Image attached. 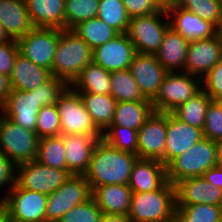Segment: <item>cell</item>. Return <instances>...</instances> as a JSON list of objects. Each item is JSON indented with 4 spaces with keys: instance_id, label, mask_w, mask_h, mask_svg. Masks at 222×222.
I'll use <instances>...</instances> for the list:
<instances>
[{
    "instance_id": "1",
    "label": "cell",
    "mask_w": 222,
    "mask_h": 222,
    "mask_svg": "<svg viewBox=\"0 0 222 222\" xmlns=\"http://www.w3.org/2000/svg\"><path fill=\"white\" fill-rule=\"evenodd\" d=\"M138 155L121 151L99 139L93 149L85 179L91 189L109 184H128L130 174Z\"/></svg>"
},
{
    "instance_id": "2",
    "label": "cell",
    "mask_w": 222,
    "mask_h": 222,
    "mask_svg": "<svg viewBox=\"0 0 222 222\" xmlns=\"http://www.w3.org/2000/svg\"><path fill=\"white\" fill-rule=\"evenodd\" d=\"M93 50L72 30H61L53 59L52 75L70 85L92 62Z\"/></svg>"
},
{
    "instance_id": "3",
    "label": "cell",
    "mask_w": 222,
    "mask_h": 222,
    "mask_svg": "<svg viewBox=\"0 0 222 222\" xmlns=\"http://www.w3.org/2000/svg\"><path fill=\"white\" fill-rule=\"evenodd\" d=\"M175 207V185L167 181L155 191L133 192L128 218L131 222H170Z\"/></svg>"
},
{
    "instance_id": "4",
    "label": "cell",
    "mask_w": 222,
    "mask_h": 222,
    "mask_svg": "<svg viewBox=\"0 0 222 222\" xmlns=\"http://www.w3.org/2000/svg\"><path fill=\"white\" fill-rule=\"evenodd\" d=\"M216 166V142L203 138L167 166V181L175 185L180 180L202 176Z\"/></svg>"
},
{
    "instance_id": "5",
    "label": "cell",
    "mask_w": 222,
    "mask_h": 222,
    "mask_svg": "<svg viewBox=\"0 0 222 222\" xmlns=\"http://www.w3.org/2000/svg\"><path fill=\"white\" fill-rule=\"evenodd\" d=\"M39 137L19 126L0 111V151L16 166L36 160Z\"/></svg>"
},
{
    "instance_id": "6",
    "label": "cell",
    "mask_w": 222,
    "mask_h": 222,
    "mask_svg": "<svg viewBox=\"0 0 222 222\" xmlns=\"http://www.w3.org/2000/svg\"><path fill=\"white\" fill-rule=\"evenodd\" d=\"M169 26L167 11L162 7L157 13L130 18L126 34L136 53L155 54Z\"/></svg>"
},
{
    "instance_id": "7",
    "label": "cell",
    "mask_w": 222,
    "mask_h": 222,
    "mask_svg": "<svg viewBox=\"0 0 222 222\" xmlns=\"http://www.w3.org/2000/svg\"><path fill=\"white\" fill-rule=\"evenodd\" d=\"M201 90V78L184 71L168 72L158 94L151 101L154 111L170 113Z\"/></svg>"
},
{
    "instance_id": "8",
    "label": "cell",
    "mask_w": 222,
    "mask_h": 222,
    "mask_svg": "<svg viewBox=\"0 0 222 222\" xmlns=\"http://www.w3.org/2000/svg\"><path fill=\"white\" fill-rule=\"evenodd\" d=\"M56 107L60 116L61 135L88 134L103 139V133L87 112L80 94L70 86L58 97Z\"/></svg>"
},
{
    "instance_id": "9",
    "label": "cell",
    "mask_w": 222,
    "mask_h": 222,
    "mask_svg": "<svg viewBox=\"0 0 222 222\" xmlns=\"http://www.w3.org/2000/svg\"><path fill=\"white\" fill-rule=\"evenodd\" d=\"M92 198V189L83 175H71L47 195L46 222H58L72 207Z\"/></svg>"
},
{
    "instance_id": "10",
    "label": "cell",
    "mask_w": 222,
    "mask_h": 222,
    "mask_svg": "<svg viewBox=\"0 0 222 222\" xmlns=\"http://www.w3.org/2000/svg\"><path fill=\"white\" fill-rule=\"evenodd\" d=\"M0 202L11 222H46V194L20 188L15 183Z\"/></svg>"
},
{
    "instance_id": "11",
    "label": "cell",
    "mask_w": 222,
    "mask_h": 222,
    "mask_svg": "<svg viewBox=\"0 0 222 222\" xmlns=\"http://www.w3.org/2000/svg\"><path fill=\"white\" fill-rule=\"evenodd\" d=\"M61 34L56 28H33L17 40L19 53L36 65L51 71Z\"/></svg>"
},
{
    "instance_id": "12",
    "label": "cell",
    "mask_w": 222,
    "mask_h": 222,
    "mask_svg": "<svg viewBox=\"0 0 222 222\" xmlns=\"http://www.w3.org/2000/svg\"><path fill=\"white\" fill-rule=\"evenodd\" d=\"M70 175L65 170L51 168L34 160L16 166V184L20 188L49 195Z\"/></svg>"
},
{
    "instance_id": "13",
    "label": "cell",
    "mask_w": 222,
    "mask_h": 222,
    "mask_svg": "<svg viewBox=\"0 0 222 222\" xmlns=\"http://www.w3.org/2000/svg\"><path fill=\"white\" fill-rule=\"evenodd\" d=\"M166 135L167 113L154 111L138 130V158L155 159L164 164Z\"/></svg>"
},
{
    "instance_id": "14",
    "label": "cell",
    "mask_w": 222,
    "mask_h": 222,
    "mask_svg": "<svg viewBox=\"0 0 222 222\" xmlns=\"http://www.w3.org/2000/svg\"><path fill=\"white\" fill-rule=\"evenodd\" d=\"M222 58V32L189 42L184 72L203 78Z\"/></svg>"
},
{
    "instance_id": "15",
    "label": "cell",
    "mask_w": 222,
    "mask_h": 222,
    "mask_svg": "<svg viewBox=\"0 0 222 222\" xmlns=\"http://www.w3.org/2000/svg\"><path fill=\"white\" fill-rule=\"evenodd\" d=\"M92 53V62L111 73L129 69L136 50L127 34L120 33Z\"/></svg>"
},
{
    "instance_id": "16",
    "label": "cell",
    "mask_w": 222,
    "mask_h": 222,
    "mask_svg": "<svg viewBox=\"0 0 222 222\" xmlns=\"http://www.w3.org/2000/svg\"><path fill=\"white\" fill-rule=\"evenodd\" d=\"M43 106L38 103L36 89L12 90L3 104L1 113L27 130L35 131L38 112Z\"/></svg>"
},
{
    "instance_id": "17",
    "label": "cell",
    "mask_w": 222,
    "mask_h": 222,
    "mask_svg": "<svg viewBox=\"0 0 222 222\" xmlns=\"http://www.w3.org/2000/svg\"><path fill=\"white\" fill-rule=\"evenodd\" d=\"M129 70L146 99L153 100L159 92L168 71L159 63L155 54L136 53Z\"/></svg>"
},
{
    "instance_id": "18",
    "label": "cell",
    "mask_w": 222,
    "mask_h": 222,
    "mask_svg": "<svg viewBox=\"0 0 222 222\" xmlns=\"http://www.w3.org/2000/svg\"><path fill=\"white\" fill-rule=\"evenodd\" d=\"M204 138L203 130L184 123L167 113V135L164 149V165L189 150Z\"/></svg>"
},
{
    "instance_id": "19",
    "label": "cell",
    "mask_w": 222,
    "mask_h": 222,
    "mask_svg": "<svg viewBox=\"0 0 222 222\" xmlns=\"http://www.w3.org/2000/svg\"><path fill=\"white\" fill-rule=\"evenodd\" d=\"M176 206L209 204L222 206V189L203 176L186 178L175 184Z\"/></svg>"
},
{
    "instance_id": "20",
    "label": "cell",
    "mask_w": 222,
    "mask_h": 222,
    "mask_svg": "<svg viewBox=\"0 0 222 222\" xmlns=\"http://www.w3.org/2000/svg\"><path fill=\"white\" fill-rule=\"evenodd\" d=\"M165 9L169 17L170 27L189 41L208 39L219 32L212 23L182 9L175 2L169 4Z\"/></svg>"
},
{
    "instance_id": "21",
    "label": "cell",
    "mask_w": 222,
    "mask_h": 222,
    "mask_svg": "<svg viewBox=\"0 0 222 222\" xmlns=\"http://www.w3.org/2000/svg\"><path fill=\"white\" fill-rule=\"evenodd\" d=\"M68 174L84 175L99 138L88 134L62 135Z\"/></svg>"
},
{
    "instance_id": "22",
    "label": "cell",
    "mask_w": 222,
    "mask_h": 222,
    "mask_svg": "<svg viewBox=\"0 0 222 222\" xmlns=\"http://www.w3.org/2000/svg\"><path fill=\"white\" fill-rule=\"evenodd\" d=\"M167 182L166 166L159 160L138 158L133 165L128 186L132 192L160 189Z\"/></svg>"
},
{
    "instance_id": "23",
    "label": "cell",
    "mask_w": 222,
    "mask_h": 222,
    "mask_svg": "<svg viewBox=\"0 0 222 222\" xmlns=\"http://www.w3.org/2000/svg\"><path fill=\"white\" fill-rule=\"evenodd\" d=\"M132 193L128 184H109L94 187L92 198L103 214L128 216Z\"/></svg>"
},
{
    "instance_id": "24",
    "label": "cell",
    "mask_w": 222,
    "mask_h": 222,
    "mask_svg": "<svg viewBox=\"0 0 222 222\" xmlns=\"http://www.w3.org/2000/svg\"><path fill=\"white\" fill-rule=\"evenodd\" d=\"M189 42L169 26L155 56L168 72L184 71Z\"/></svg>"
},
{
    "instance_id": "25",
    "label": "cell",
    "mask_w": 222,
    "mask_h": 222,
    "mask_svg": "<svg viewBox=\"0 0 222 222\" xmlns=\"http://www.w3.org/2000/svg\"><path fill=\"white\" fill-rule=\"evenodd\" d=\"M0 23L7 35L18 40L34 28L25 0H1Z\"/></svg>"
},
{
    "instance_id": "26",
    "label": "cell",
    "mask_w": 222,
    "mask_h": 222,
    "mask_svg": "<svg viewBox=\"0 0 222 222\" xmlns=\"http://www.w3.org/2000/svg\"><path fill=\"white\" fill-rule=\"evenodd\" d=\"M35 28L65 29V0H25Z\"/></svg>"
},
{
    "instance_id": "27",
    "label": "cell",
    "mask_w": 222,
    "mask_h": 222,
    "mask_svg": "<svg viewBox=\"0 0 222 222\" xmlns=\"http://www.w3.org/2000/svg\"><path fill=\"white\" fill-rule=\"evenodd\" d=\"M51 76L50 70L34 64L18 53L10 79L14 90L31 91L45 83Z\"/></svg>"
},
{
    "instance_id": "28",
    "label": "cell",
    "mask_w": 222,
    "mask_h": 222,
    "mask_svg": "<svg viewBox=\"0 0 222 222\" xmlns=\"http://www.w3.org/2000/svg\"><path fill=\"white\" fill-rule=\"evenodd\" d=\"M110 78V72L91 62L82 69L69 86L78 93L110 95Z\"/></svg>"
},
{
    "instance_id": "29",
    "label": "cell",
    "mask_w": 222,
    "mask_h": 222,
    "mask_svg": "<svg viewBox=\"0 0 222 222\" xmlns=\"http://www.w3.org/2000/svg\"><path fill=\"white\" fill-rule=\"evenodd\" d=\"M153 112L151 101L117 102L111 125H119L138 131Z\"/></svg>"
},
{
    "instance_id": "30",
    "label": "cell",
    "mask_w": 222,
    "mask_h": 222,
    "mask_svg": "<svg viewBox=\"0 0 222 222\" xmlns=\"http://www.w3.org/2000/svg\"><path fill=\"white\" fill-rule=\"evenodd\" d=\"M82 102L97 128L104 131L111 125L117 101L111 95L79 93Z\"/></svg>"
},
{
    "instance_id": "31",
    "label": "cell",
    "mask_w": 222,
    "mask_h": 222,
    "mask_svg": "<svg viewBox=\"0 0 222 222\" xmlns=\"http://www.w3.org/2000/svg\"><path fill=\"white\" fill-rule=\"evenodd\" d=\"M213 99L203 90L170 113L180 121L203 130L206 111Z\"/></svg>"
},
{
    "instance_id": "32",
    "label": "cell",
    "mask_w": 222,
    "mask_h": 222,
    "mask_svg": "<svg viewBox=\"0 0 222 222\" xmlns=\"http://www.w3.org/2000/svg\"><path fill=\"white\" fill-rule=\"evenodd\" d=\"M72 31L75 32L92 50L120 34L113 27L107 25L97 17L79 23L72 29Z\"/></svg>"
},
{
    "instance_id": "33",
    "label": "cell",
    "mask_w": 222,
    "mask_h": 222,
    "mask_svg": "<svg viewBox=\"0 0 222 222\" xmlns=\"http://www.w3.org/2000/svg\"><path fill=\"white\" fill-rule=\"evenodd\" d=\"M36 161L51 168L65 170L68 173L63 136L40 138Z\"/></svg>"
},
{
    "instance_id": "34",
    "label": "cell",
    "mask_w": 222,
    "mask_h": 222,
    "mask_svg": "<svg viewBox=\"0 0 222 222\" xmlns=\"http://www.w3.org/2000/svg\"><path fill=\"white\" fill-rule=\"evenodd\" d=\"M111 93L117 101H151L146 99L140 91L138 83L133 78L130 70L111 72Z\"/></svg>"
},
{
    "instance_id": "35",
    "label": "cell",
    "mask_w": 222,
    "mask_h": 222,
    "mask_svg": "<svg viewBox=\"0 0 222 222\" xmlns=\"http://www.w3.org/2000/svg\"><path fill=\"white\" fill-rule=\"evenodd\" d=\"M175 219L178 222H220L222 206L209 204L176 206Z\"/></svg>"
},
{
    "instance_id": "36",
    "label": "cell",
    "mask_w": 222,
    "mask_h": 222,
    "mask_svg": "<svg viewBox=\"0 0 222 222\" xmlns=\"http://www.w3.org/2000/svg\"><path fill=\"white\" fill-rule=\"evenodd\" d=\"M174 2L182 9L209 21L219 31L222 30V5L219 0H174Z\"/></svg>"
},
{
    "instance_id": "37",
    "label": "cell",
    "mask_w": 222,
    "mask_h": 222,
    "mask_svg": "<svg viewBox=\"0 0 222 222\" xmlns=\"http://www.w3.org/2000/svg\"><path fill=\"white\" fill-rule=\"evenodd\" d=\"M99 0H65V29L72 30L79 23L95 18Z\"/></svg>"
},
{
    "instance_id": "38",
    "label": "cell",
    "mask_w": 222,
    "mask_h": 222,
    "mask_svg": "<svg viewBox=\"0 0 222 222\" xmlns=\"http://www.w3.org/2000/svg\"><path fill=\"white\" fill-rule=\"evenodd\" d=\"M96 17L119 33H126L130 21L122 0H99Z\"/></svg>"
},
{
    "instance_id": "39",
    "label": "cell",
    "mask_w": 222,
    "mask_h": 222,
    "mask_svg": "<svg viewBox=\"0 0 222 222\" xmlns=\"http://www.w3.org/2000/svg\"><path fill=\"white\" fill-rule=\"evenodd\" d=\"M103 140L116 149L137 155V130H132L119 125H110L103 133Z\"/></svg>"
},
{
    "instance_id": "40",
    "label": "cell",
    "mask_w": 222,
    "mask_h": 222,
    "mask_svg": "<svg viewBox=\"0 0 222 222\" xmlns=\"http://www.w3.org/2000/svg\"><path fill=\"white\" fill-rule=\"evenodd\" d=\"M35 132L39 138L61 135L60 116L56 104L43 106L40 109Z\"/></svg>"
},
{
    "instance_id": "41",
    "label": "cell",
    "mask_w": 222,
    "mask_h": 222,
    "mask_svg": "<svg viewBox=\"0 0 222 222\" xmlns=\"http://www.w3.org/2000/svg\"><path fill=\"white\" fill-rule=\"evenodd\" d=\"M103 212L93 198L72 207L58 222H101Z\"/></svg>"
},
{
    "instance_id": "42",
    "label": "cell",
    "mask_w": 222,
    "mask_h": 222,
    "mask_svg": "<svg viewBox=\"0 0 222 222\" xmlns=\"http://www.w3.org/2000/svg\"><path fill=\"white\" fill-rule=\"evenodd\" d=\"M203 135L215 142L222 140V106L218 101H212L207 108Z\"/></svg>"
},
{
    "instance_id": "43",
    "label": "cell",
    "mask_w": 222,
    "mask_h": 222,
    "mask_svg": "<svg viewBox=\"0 0 222 222\" xmlns=\"http://www.w3.org/2000/svg\"><path fill=\"white\" fill-rule=\"evenodd\" d=\"M69 85L53 75L42 85L36 88L38 103L42 106L56 104L58 97Z\"/></svg>"
},
{
    "instance_id": "44",
    "label": "cell",
    "mask_w": 222,
    "mask_h": 222,
    "mask_svg": "<svg viewBox=\"0 0 222 222\" xmlns=\"http://www.w3.org/2000/svg\"><path fill=\"white\" fill-rule=\"evenodd\" d=\"M202 90L206 92L213 101L222 99V58L201 79Z\"/></svg>"
},
{
    "instance_id": "45",
    "label": "cell",
    "mask_w": 222,
    "mask_h": 222,
    "mask_svg": "<svg viewBox=\"0 0 222 222\" xmlns=\"http://www.w3.org/2000/svg\"><path fill=\"white\" fill-rule=\"evenodd\" d=\"M130 18L157 13L163 6L157 0H122Z\"/></svg>"
},
{
    "instance_id": "46",
    "label": "cell",
    "mask_w": 222,
    "mask_h": 222,
    "mask_svg": "<svg viewBox=\"0 0 222 222\" xmlns=\"http://www.w3.org/2000/svg\"><path fill=\"white\" fill-rule=\"evenodd\" d=\"M19 47L17 40L11 39L0 43V73L11 76Z\"/></svg>"
},
{
    "instance_id": "47",
    "label": "cell",
    "mask_w": 222,
    "mask_h": 222,
    "mask_svg": "<svg viewBox=\"0 0 222 222\" xmlns=\"http://www.w3.org/2000/svg\"><path fill=\"white\" fill-rule=\"evenodd\" d=\"M16 183V165L8 159L0 151V190L5 189L6 194L0 198V201L8 194V192L14 187ZM4 187V188H3Z\"/></svg>"
},
{
    "instance_id": "48",
    "label": "cell",
    "mask_w": 222,
    "mask_h": 222,
    "mask_svg": "<svg viewBox=\"0 0 222 222\" xmlns=\"http://www.w3.org/2000/svg\"><path fill=\"white\" fill-rule=\"evenodd\" d=\"M13 90L10 76L0 73V109Z\"/></svg>"
},
{
    "instance_id": "49",
    "label": "cell",
    "mask_w": 222,
    "mask_h": 222,
    "mask_svg": "<svg viewBox=\"0 0 222 222\" xmlns=\"http://www.w3.org/2000/svg\"><path fill=\"white\" fill-rule=\"evenodd\" d=\"M209 183H213L214 186L222 189V168L219 166H214L207 170L202 175Z\"/></svg>"
},
{
    "instance_id": "50",
    "label": "cell",
    "mask_w": 222,
    "mask_h": 222,
    "mask_svg": "<svg viewBox=\"0 0 222 222\" xmlns=\"http://www.w3.org/2000/svg\"><path fill=\"white\" fill-rule=\"evenodd\" d=\"M101 222H131V220L122 214H103Z\"/></svg>"
},
{
    "instance_id": "51",
    "label": "cell",
    "mask_w": 222,
    "mask_h": 222,
    "mask_svg": "<svg viewBox=\"0 0 222 222\" xmlns=\"http://www.w3.org/2000/svg\"><path fill=\"white\" fill-rule=\"evenodd\" d=\"M216 165L222 168V140L216 142Z\"/></svg>"
},
{
    "instance_id": "52",
    "label": "cell",
    "mask_w": 222,
    "mask_h": 222,
    "mask_svg": "<svg viewBox=\"0 0 222 222\" xmlns=\"http://www.w3.org/2000/svg\"><path fill=\"white\" fill-rule=\"evenodd\" d=\"M0 222H11L5 206L0 202Z\"/></svg>"
},
{
    "instance_id": "53",
    "label": "cell",
    "mask_w": 222,
    "mask_h": 222,
    "mask_svg": "<svg viewBox=\"0 0 222 222\" xmlns=\"http://www.w3.org/2000/svg\"><path fill=\"white\" fill-rule=\"evenodd\" d=\"M9 40H11V38L7 35L3 25L0 23V43Z\"/></svg>"
},
{
    "instance_id": "54",
    "label": "cell",
    "mask_w": 222,
    "mask_h": 222,
    "mask_svg": "<svg viewBox=\"0 0 222 222\" xmlns=\"http://www.w3.org/2000/svg\"><path fill=\"white\" fill-rule=\"evenodd\" d=\"M163 7H167L169 4L174 2V0H157Z\"/></svg>"
},
{
    "instance_id": "55",
    "label": "cell",
    "mask_w": 222,
    "mask_h": 222,
    "mask_svg": "<svg viewBox=\"0 0 222 222\" xmlns=\"http://www.w3.org/2000/svg\"><path fill=\"white\" fill-rule=\"evenodd\" d=\"M218 102L221 104V106H222V99H220V100H218Z\"/></svg>"
},
{
    "instance_id": "56",
    "label": "cell",
    "mask_w": 222,
    "mask_h": 222,
    "mask_svg": "<svg viewBox=\"0 0 222 222\" xmlns=\"http://www.w3.org/2000/svg\"><path fill=\"white\" fill-rule=\"evenodd\" d=\"M170 222H178L175 218L172 220V221H170Z\"/></svg>"
}]
</instances>
